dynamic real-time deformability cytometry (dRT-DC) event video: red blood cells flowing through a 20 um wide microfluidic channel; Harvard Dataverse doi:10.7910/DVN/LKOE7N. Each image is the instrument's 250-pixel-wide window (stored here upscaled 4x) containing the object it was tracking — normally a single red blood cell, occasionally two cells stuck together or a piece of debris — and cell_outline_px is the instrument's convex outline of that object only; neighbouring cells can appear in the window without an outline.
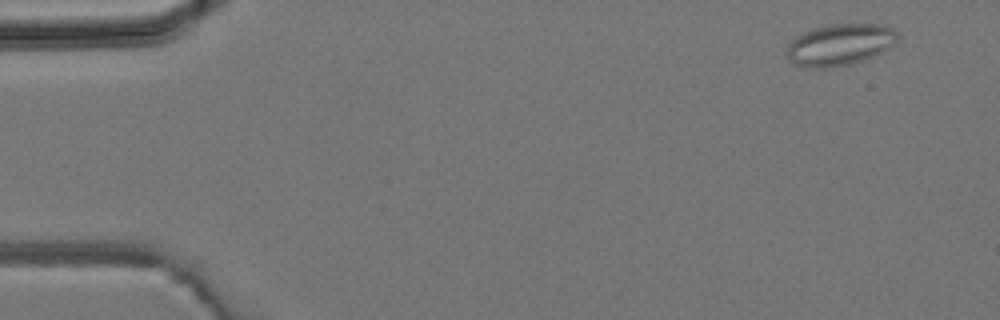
{"species": "common noctule bat (a hibernating species)", "species_latin": "Nyctalus noctula", "temperature_condition": "room temperature", "stored_images_in_passage": 4, "camera_frame_rate_fps": 3000, "um_per_image_px": 0.085, "animal": {"sex": "male", "body_mass_g": 19.2, "forearm_length_mm": 51.8}, "frame": {"image": 1, "passage_image": 1, "time_ms": 0.0, "image_size_px": [1000, 320], "cell_outline_px": [[900, 36], [888, 48], [864, 60], [848, 64], [828, 68], [808, 68], [792, 64], [788, 56], [788, 44], [796, 36], [812, 28], [828, 24], [884, 24], [900, 32]], "centroid_in_image_um": [71.39, 3.78], "position_along_channel_um": 13.6, "area_um2": 26.93}}